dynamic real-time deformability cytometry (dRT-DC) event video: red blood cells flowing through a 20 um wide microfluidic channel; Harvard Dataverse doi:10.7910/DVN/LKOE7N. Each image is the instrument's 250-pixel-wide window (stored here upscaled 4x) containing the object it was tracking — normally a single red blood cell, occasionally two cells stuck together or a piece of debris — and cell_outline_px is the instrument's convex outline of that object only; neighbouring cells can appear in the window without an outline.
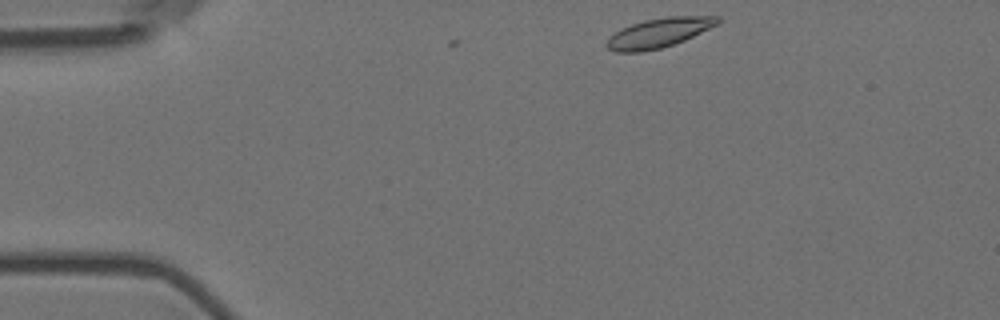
{"species": "Egyptian fruit bat (a non-hibernating species)", "species_latin": "Rousettus aegyptiacus", "temperature_condition": "room temperature", "stored_images_in_passage": 3, "camera_frame_rate_fps": 3000, "um_per_image_px": 0.085, "animal": {"sex": "female"}, "frame": {"image": 1, "passage_image": 1, "time_ms": 0.0, "image_size_px": [1000, 320], "cell_outline_px": [[720, 24], [684, 40], [660, 48], [640, 52], [616, 52], [608, 48], [604, 44], [616, 32], [632, 24], [644, 20], [668, 16], [720, 16]], "centroid_in_image_um": [56.05, 2.78], "position_along_channel_um": 28.9, "area_um2": 18.84}}